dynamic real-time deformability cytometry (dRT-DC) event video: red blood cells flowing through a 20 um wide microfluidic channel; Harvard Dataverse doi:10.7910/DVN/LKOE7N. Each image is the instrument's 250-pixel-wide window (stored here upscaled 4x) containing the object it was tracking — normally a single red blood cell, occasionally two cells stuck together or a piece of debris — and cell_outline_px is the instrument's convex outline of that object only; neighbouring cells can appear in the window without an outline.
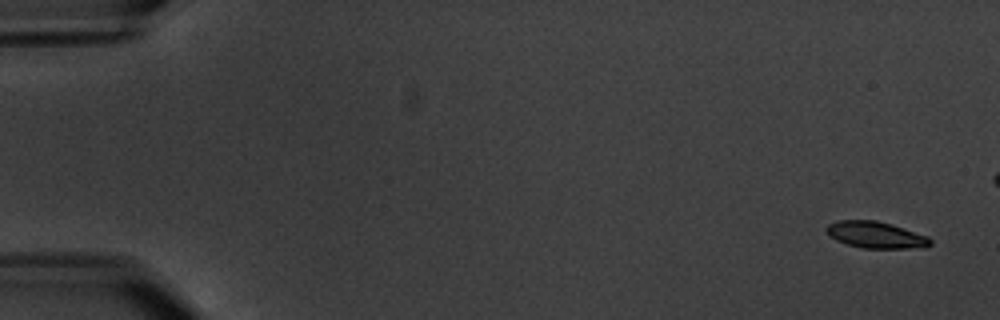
{"species": "common noctule bat (a hibernating species)", "species_latin": "Nyctalus noctula", "temperature_condition": "warm", "stored_images_in_passage": 5, "camera_frame_rate_fps": 3000, "um_per_image_px": 0.085, "animal": {"sex": "male", "body_mass_g": 20.1, "forearm_length_mm": 53.5}, "frame": {"image": 1, "passage_image": 1, "time_ms": 0.0, "image_size_px": [1000, 320], "cell_outline_px": [[932, 244], [908, 248], [860, 248], [836, 240], [828, 236], [824, 228], [828, 224], [836, 220], [876, 220], [892, 224], [928, 236], [932, 240]], "centroid_in_image_um": [74.37, 19.95], "position_along_channel_um": 10.6, "area_um2": 16.13}}